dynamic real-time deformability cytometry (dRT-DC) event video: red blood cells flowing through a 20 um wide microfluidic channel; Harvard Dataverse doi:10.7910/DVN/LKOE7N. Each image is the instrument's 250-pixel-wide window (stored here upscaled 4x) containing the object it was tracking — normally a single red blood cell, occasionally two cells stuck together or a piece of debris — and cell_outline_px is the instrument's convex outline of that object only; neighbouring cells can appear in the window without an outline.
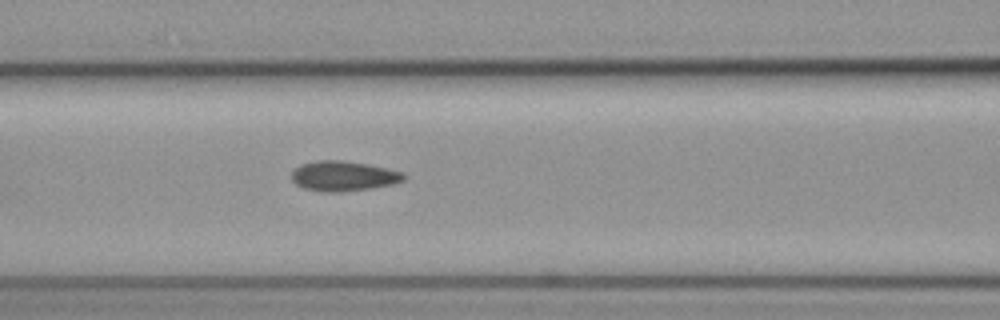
{"species": "common noctule bat (a hibernating species)", "species_latin": "Nyctalus noctula", "temperature_condition": "cold", "stored_images_in_passage": 6, "camera_frame_rate_fps": 3000, "um_per_image_px": 0.085, "animal": {"sex": "female", "body_mass_g": 19.3, "forearm_length_mm": 54.1}, "frame": {"image": 1, "passage_image": 6, "time_ms": 1.667, "image_size_px": [1000, 320], "cell_outline_px": [[408, 176], [404, 180], [392, 184], [372, 188], [340, 192], [320, 192], [304, 188], [296, 184], [292, 180], [292, 172], [300, 164], [316, 160], [340, 160], [368, 164], [388, 168], [404, 172]], "centroid_in_image_um": [29.21, 14.96], "position_along_channel_um": 137.4, "area_um2": 19.83}}